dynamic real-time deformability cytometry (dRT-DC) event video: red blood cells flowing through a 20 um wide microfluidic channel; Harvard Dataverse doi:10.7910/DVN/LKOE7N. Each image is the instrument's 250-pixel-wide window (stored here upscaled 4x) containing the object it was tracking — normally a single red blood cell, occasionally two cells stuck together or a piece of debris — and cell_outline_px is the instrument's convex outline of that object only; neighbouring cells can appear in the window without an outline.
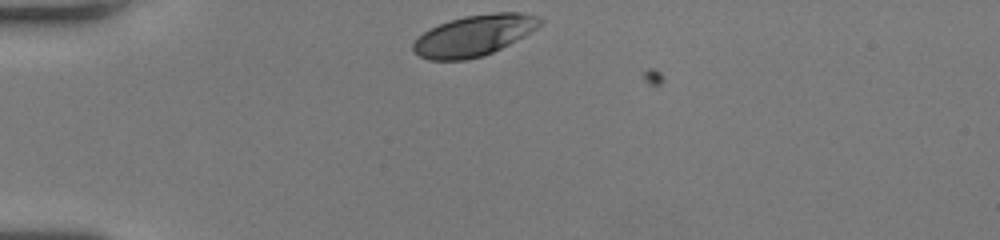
{"species": "human", "species_latin": "Homo sapiens", "temperature_condition": "room temperature", "stored_images_in_passage": 4, "camera_frame_rate_fps": 3000, "um_per_image_px": 0.085, "donor": {"sex": "female"}, "frame": {"image": 1, "passage_image": 1, "time_ms": 0.0, "image_size_px": [1000, 240], "cell_outline_px": [[544, 20], [536, 28], [524, 36], [484, 56], [464, 60], [428, 60], [412, 52], [412, 44], [424, 32], [448, 20], [464, 16], [496, 12], [520, 12], [536, 16]], "centroid_in_image_um": [40.27, 3.02], "position_along_channel_um": 44.7, "area_um2": 30.06}}